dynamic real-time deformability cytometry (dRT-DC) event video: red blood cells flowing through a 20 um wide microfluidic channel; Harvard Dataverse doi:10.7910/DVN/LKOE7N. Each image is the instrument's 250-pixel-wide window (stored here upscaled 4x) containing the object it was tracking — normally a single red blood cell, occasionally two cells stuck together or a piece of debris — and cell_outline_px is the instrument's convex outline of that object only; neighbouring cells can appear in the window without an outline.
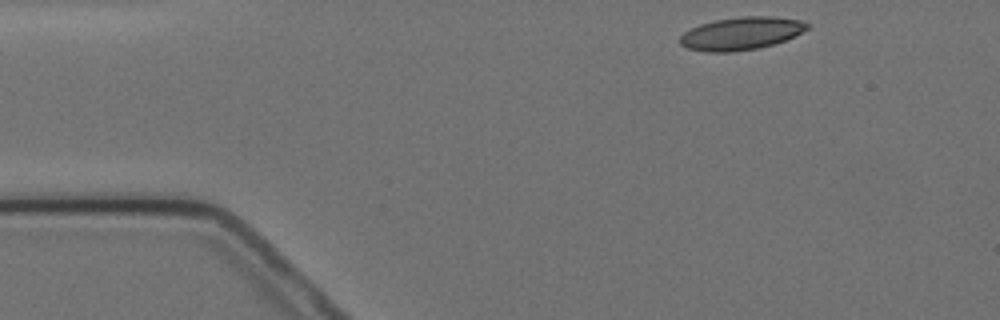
{"species": "Egyptian fruit bat (a non-hibernating species)", "species_latin": "Rousettus aegyptiacus", "temperature_condition": "cold", "stored_images_in_passage": 3, "camera_frame_rate_fps": 3000, "um_per_image_px": 0.085, "animal": {"sex": "female"}, "frame": {"image": 1, "passage_image": 1, "time_ms": 0.0, "image_size_px": [1000, 320], "cell_outline_px": [[808, 28], [784, 40], [772, 44], [756, 48], [732, 52], [708, 52], [688, 48], [680, 44], [680, 36], [684, 32], [700, 24], [716, 20], [744, 16], [772, 16], [804, 20], [808, 24]], "centroid_in_image_um": [62.99, 2.83], "position_along_channel_um": 22.0, "area_um2": 23.99}}